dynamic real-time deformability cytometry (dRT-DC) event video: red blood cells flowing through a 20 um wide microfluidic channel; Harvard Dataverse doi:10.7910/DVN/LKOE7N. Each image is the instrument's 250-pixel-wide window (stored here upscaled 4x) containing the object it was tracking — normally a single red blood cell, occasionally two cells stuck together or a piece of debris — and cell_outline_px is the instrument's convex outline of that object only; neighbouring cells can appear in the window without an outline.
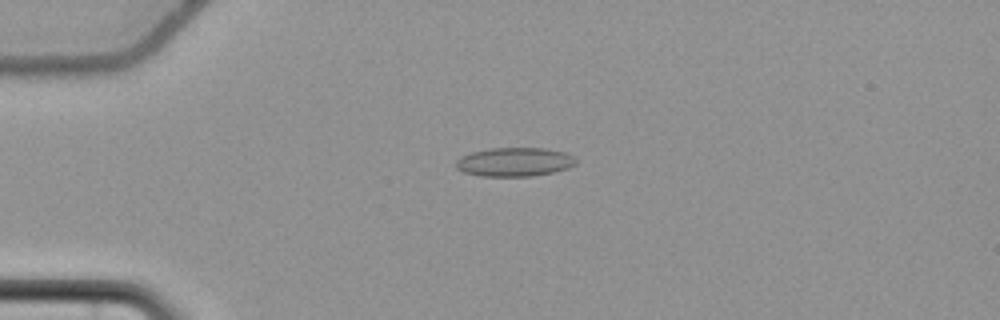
{"species": "common noctule bat (a hibernating species)", "species_latin": "Nyctalus noctula", "temperature_condition": "cold", "stored_images_in_passage": 57, "camera_frame_rate_fps": 3000, "um_per_image_px": 0.085, "animal": {"sex": "female", "body_mass_g": 22.7, "forearm_length_mm": 54.2}, "frame": {"image": 1, "passage_image": 15, "time_ms": 4.667, "image_size_px": [1000, 320], "cell_outline_px": [[580, 160], [576, 164], [568, 168], [552, 172], [532, 176], [480, 176], [464, 172], [456, 168], [456, 160], [460, 156], [472, 152], [488, 148], [544, 148], [564, 152], [576, 156]], "centroid_in_image_um": [43.76, 13.76], "position_along_channel_um": 41.2, "area_um2": 20.4}}
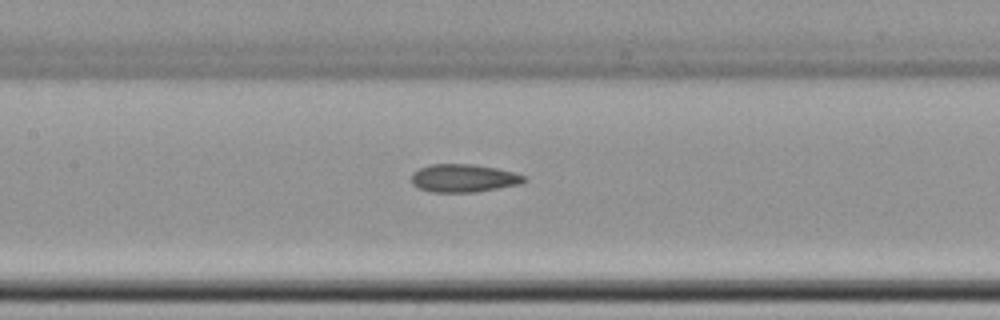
{"frame": {"image": 2, "passage_image": 28, "time_ms": 9.0, "image_size_px": [1000, 320], "cell_outline_px": [[528, 180], [520, 184], [476, 192], [432, 192], [420, 188], [412, 184], [412, 172], [420, 168], [432, 164], [472, 164], [496, 168], [516, 172], [528, 176]], "centroid_in_image_um": [39.46, 15.14], "position_along_channel_um": 167.9, "area_um2": 18.5}}
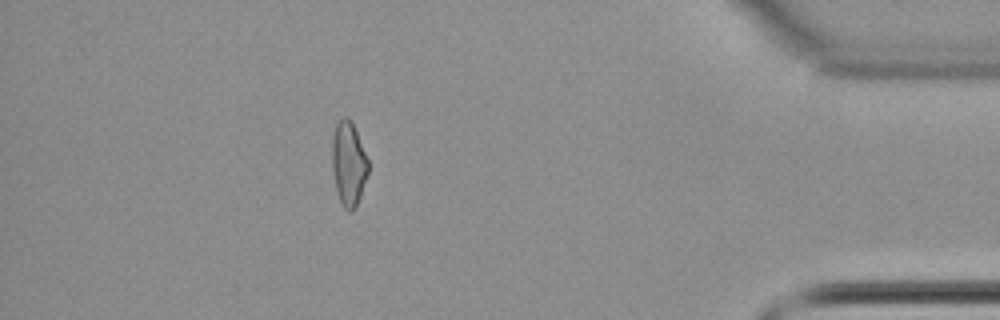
{"frame": {"image": 3, "passage_image": 51, "time_ms": 16.667, "image_size_px": [1000, 320], "cell_outline_px": [[368, 172], [360, 196], [352, 212], [348, 212], [344, 208], [340, 200], [336, 188], [332, 168], [332, 136], [336, 124], [344, 116], [348, 116], [356, 132], [368, 160]], "centroid_in_image_um": [29.61, 13.91], "position_along_channel_um": 405.6, "area_um2": 17.4}, "authors_computed_cell_mechanics": {"area_um2": 18.6116, "velocity_mm_per_s": 3.6868, "shape_relaxation_time_tau1_ms": null, "shape_relaxation_time_tau2_ms": 3.6299, "deformation_change_tau1": null, "deformation_change_tau2": 0.0887}}